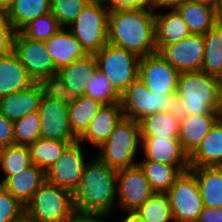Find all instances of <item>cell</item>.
<instances>
[{
    "label": "cell",
    "mask_w": 222,
    "mask_h": 222,
    "mask_svg": "<svg viewBox=\"0 0 222 222\" xmlns=\"http://www.w3.org/2000/svg\"><path fill=\"white\" fill-rule=\"evenodd\" d=\"M197 179L204 207H222V167H190Z\"/></svg>",
    "instance_id": "cell-26"
},
{
    "label": "cell",
    "mask_w": 222,
    "mask_h": 222,
    "mask_svg": "<svg viewBox=\"0 0 222 222\" xmlns=\"http://www.w3.org/2000/svg\"><path fill=\"white\" fill-rule=\"evenodd\" d=\"M185 0H150L151 9L155 11V9H176L179 5H181Z\"/></svg>",
    "instance_id": "cell-47"
},
{
    "label": "cell",
    "mask_w": 222,
    "mask_h": 222,
    "mask_svg": "<svg viewBox=\"0 0 222 222\" xmlns=\"http://www.w3.org/2000/svg\"><path fill=\"white\" fill-rule=\"evenodd\" d=\"M139 144L141 145L138 122L123 117L109 138L98 147L96 156L112 169L129 168L138 164L135 159Z\"/></svg>",
    "instance_id": "cell-4"
},
{
    "label": "cell",
    "mask_w": 222,
    "mask_h": 222,
    "mask_svg": "<svg viewBox=\"0 0 222 222\" xmlns=\"http://www.w3.org/2000/svg\"><path fill=\"white\" fill-rule=\"evenodd\" d=\"M97 69L98 64L95 55L87 54L84 58L59 69L57 74L68 88L72 89L78 96H83Z\"/></svg>",
    "instance_id": "cell-24"
},
{
    "label": "cell",
    "mask_w": 222,
    "mask_h": 222,
    "mask_svg": "<svg viewBox=\"0 0 222 222\" xmlns=\"http://www.w3.org/2000/svg\"><path fill=\"white\" fill-rule=\"evenodd\" d=\"M44 42L57 70L87 55L68 27L67 30L60 29Z\"/></svg>",
    "instance_id": "cell-18"
},
{
    "label": "cell",
    "mask_w": 222,
    "mask_h": 222,
    "mask_svg": "<svg viewBox=\"0 0 222 222\" xmlns=\"http://www.w3.org/2000/svg\"><path fill=\"white\" fill-rule=\"evenodd\" d=\"M60 29H62L61 25L50 12L30 21L20 32L29 39L45 41Z\"/></svg>",
    "instance_id": "cell-39"
},
{
    "label": "cell",
    "mask_w": 222,
    "mask_h": 222,
    "mask_svg": "<svg viewBox=\"0 0 222 222\" xmlns=\"http://www.w3.org/2000/svg\"><path fill=\"white\" fill-rule=\"evenodd\" d=\"M219 118L220 115H187L180 121L178 139L188 155L198 147Z\"/></svg>",
    "instance_id": "cell-25"
},
{
    "label": "cell",
    "mask_w": 222,
    "mask_h": 222,
    "mask_svg": "<svg viewBox=\"0 0 222 222\" xmlns=\"http://www.w3.org/2000/svg\"><path fill=\"white\" fill-rule=\"evenodd\" d=\"M90 0H50V12L62 28L71 26Z\"/></svg>",
    "instance_id": "cell-40"
},
{
    "label": "cell",
    "mask_w": 222,
    "mask_h": 222,
    "mask_svg": "<svg viewBox=\"0 0 222 222\" xmlns=\"http://www.w3.org/2000/svg\"><path fill=\"white\" fill-rule=\"evenodd\" d=\"M25 207L0 183V222H21Z\"/></svg>",
    "instance_id": "cell-41"
},
{
    "label": "cell",
    "mask_w": 222,
    "mask_h": 222,
    "mask_svg": "<svg viewBox=\"0 0 222 222\" xmlns=\"http://www.w3.org/2000/svg\"><path fill=\"white\" fill-rule=\"evenodd\" d=\"M110 10L102 2L90 1L69 26L87 54H95L108 43Z\"/></svg>",
    "instance_id": "cell-6"
},
{
    "label": "cell",
    "mask_w": 222,
    "mask_h": 222,
    "mask_svg": "<svg viewBox=\"0 0 222 222\" xmlns=\"http://www.w3.org/2000/svg\"><path fill=\"white\" fill-rule=\"evenodd\" d=\"M176 10L187 24L191 34L205 35L217 23L213 5L184 1Z\"/></svg>",
    "instance_id": "cell-27"
},
{
    "label": "cell",
    "mask_w": 222,
    "mask_h": 222,
    "mask_svg": "<svg viewBox=\"0 0 222 222\" xmlns=\"http://www.w3.org/2000/svg\"><path fill=\"white\" fill-rule=\"evenodd\" d=\"M45 181V171L33 164L22 172L9 176L2 185L25 206Z\"/></svg>",
    "instance_id": "cell-23"
},
{
    "label": "cell",
    "mask_w": 222,
    "mask_h": 222,
    "mask_svg": "<svg viewBox=\"0 0 222 222\" xmlns=\"http://www.w3.org/2000/svg\"><path fill=\"white\" fill-rule=\"evenodd\" d=\"M103 106L99 101L86 95L79 96L69 105V117L73 134L79 139L87 130L91 120Z\"/></svg>",
    "instance_id": "cell-33"
},
{
    "label": "cell",
    "mask_w": 222,
    "mask_h": 222,
    "mask_svg": "<svg viewBox=\"0 0 222 222\" xmlns=\"http://www.w3.org/2000/svg\"><path fill=\"white\" fill-rule=\"evenodd\" d=\"M168 113L176 117L179 122L187 116L180 97L176 93L169 96Z\"/></svg>",
    "instance_id": "cell-45"
},
{
    "label": "cell",
    "mask_w": 222,
    "mask_h": 222,
    "mask_svg": "<svg viewBox=\"0 0 222 222\" xmlns=\"http://www.w3.org/2000/svg\"><path fill=\"white\" fill-rule=\"evenodd\" d=\"M12 0H0V11L7 12L11 6Z\"/></svg>",
    "instance_id": "cell-51"
},
{
    "label": "cell",
    "mask_w": 222,
    "mask_h": 222,
    "mask_svg": "<svg viewBox=\"0 0 222 222\" xmlns=\"http://www.w3.org/2000/svg\"><path fill=\"white\" fill-rule=\"evenodd\" d=\"M21 222H32V221H30V220L24 218Z\"/></svg>",
    "instance_id": "cell-54"
},
{
    "label": "cell",
    "mask_w": 222,
    "mask_h": 222,
    "mask_svg": "<svg viewBox=\"0 0 222 222\" xmlns=\"http://www.w3.org/2000/svg\"><path fill=\"white\" fill-rule=\"evenodd\" d=\"M108 43L140 58L156 53L154 11L143 8L110 10Z\"/></svg>",
    "instance_id": "cell-1"
},
{
    "label": "cell",
    "mask_w": 222,
    "mask_h": 222,
    "mask_svg": "<svg viewBox=\"0 0 222 222\" xmlns=\"http://www.w3.org/2000/svg\"><path fill=\"white\" fill-rule=\"evenodd\" d=\"M174 222H197L203 210V201L196 176L187 170L166 192Z\"/></svg>",
    "instance_id": "cell-8"
},
{
    "label": "cell",
    "mask_w": 222,
    "mask_h": 222,
    "mask_svg": "<svg viewBox=\"0 0 222 222\" xmlns=\"http://www.w3.org/2000/svg\"><path fill=\"white\" fill-rule=\"evenodd\" d=\"M190 167H222V119L219 118L189 155Z\"/></svg>",
    "instance_id": "cell-21"
},
{
    "label": "cell",
    "mask_w": 222,
    "mask_h": 222,
    "mask_svg": "<svg viewBox=\"0 0 222 222\" xmlns=\"http://www.w3.org/2000/svg\"><path fill=\"white\" fill-rule=\"evenodd\" d=\"M38 112L40 117V138L78 141L71 129L68 105L41 97Z\"/></svg>",
    "instance_id": "cell-14"
},
{
    "label": "cell",
    "mask_w": 222,
    "mask_h": 222,
    "mask_svg": "<svg viewBox=\"0 0 222 222\" xmlns=\"http://www.w3.org/2000/svg\"><path fill=\"white\" fill-rule=\"evenodd\" d=\"M81 146L82 143L76 141L64 150L62 156L45 171L47 182L72 194L76 191L86 165Z\"/></svg>",
    "instance_id": "cell-10"
},
{
    "label": "cell",
    "mask_w": 222,
    "mask_h": 222,
    "mask_svg": "<svg viewBox=\"0 0 222 222\" xmlns=\"http://www.w3.org/2000/svg\"><path fill=\"white\" fill-rule=\"evenodd\" d=\"M176 94L187 115H220L222 92L215 76L203 71L181 72Z\"/></svg>",
    "instance_id": "cell-3"
},
{
    "label": "cell",
    "mask_w": 222,
    "mask_h": 222,
    "mask_svg": "<svg viewBox=\"0 0 222 222\" xmlns=\"http://www.w3.org/2000/svg\"><path fill=\"white\" fill-rule=\"evenodd\" d=\"M121 222H144L134 211L128 212Z\"/></svg>",
    "instance_id": "cell-49"
},
{
    "label": "cell",
    "mask_w": 222,
    "mask_h": 222,
    "mask_svg": "<svg viewBox=\"0 0 222 222\" xmlns=\"http://www.w3.org/2000/svg\"><path fill=\"white\" fill-rule=\"evenodd\" d=\"M140 137H178L180 122L172 114L162 111L138 121Z\"/></svg>",
    "instance_id": "cell-30"
},
{
    "label": "cell",
    "mask_w": 222,
    "mask_h": 222,
    "mask_svg": "<svg viewBox=\"0 0 222 222\" xmlns=\"http://www.w3.org/2000/svg\"><path fill=\"white\" fill-rule=\"evenodd\" d=\"M102 3L109 10L127 8L151 9L150 0H104Z\"/></svg>",
    "instance_id": "cell-43"
},
{
    "label": "cell",
    "mask_w": 222,
    "mask_h": 222,
    "mask_svg": "<svg viewBox=\"0 0 222 222\" xmlns=\"http://www.w3.org/2000/svg\"><path fill=\"white\" fill-rule=\"evenodd\" d=\"M217 80H218V86L220 91L222 92V71L221 73L217 76Z\"/></svg>",
    "instance_id": "cell-53"
},
{
    "label": "cell",
    "mask_w": 222,
    "mask_h": 222,
    "mask_svg": "<svg viewBox=\"0 0 222 222\" xmlns=\"http://www.w3.org/2000/svg\"><path fill=\"white\" fill-rule=\"evenodd\" d=\"M197 222H222V207H203Z\"/></svg>",
    "instance_id": "cell-46"
},
{
    "label": "cell",
    "mask_w": 222,
    "mask_h": 222,
    "mask_svg": "<svg viewBox=\"0 0 222 222\" xmlns=\"http://www.w3.org/2000/svg\"><path fill=\"white\" fill-rule=\"evenodd\" d=\"M91 160L86 163L80 184L73 193L75 213L111 216L117 205V170L97 156Z\"/></svg>",
    "instance_id": "cell-2"
},
{
    "label": "cell",
    "mask_w": 222,
    "mask_h": 222,
    "mask_svg": "<svg viewBox=\"0 0 222 222\" xmlns=\"http://www.w3.org/2000/svg\"><path fill=\"white\" fill-rule=\"evenodd\" d=\"M134 212L144 222H174L169 198L166 193H154Z\"/></svg>",
    "instance_id": "cell-35"
},
{
    "label": "cell",
    "mask_w": 222,
    "mask_h": 222,
    "mask_svg": "<svg viewBox=\"0 0 222 222\" xmlns=\"http://www.w3.org/2000/svg\"><path fill=\"white\" fill-rule=\"evenodd\" d=\"M116 190L117 206L125 212H133L155 193L138 164L117 170Z\"/></svg>",
    "instance_id": "cell-12"
},
{
    "label": "cell",
    "mask_w": 222,
    "mask_h": 222,
    "mask_svg": "<svg viewBox=\"0 0 222 222\" xmlns=\"http://www.w3.org/2000/svg\"><path fill=\"white\" fill-rule=\"evenodd\" d=\"M14 144L13 121L0 112V148Z\"/></svg>",
    "instance_id": "cell-44"
},
{
    "label": "cell",
    "mask_w": 222,
    "mask_h": 222,
    "mask_svg": "<svg viewBox=\"0 0 222 222\" xmlns=\"http://www.w3.org/2000/svg\"><path fill=\"white\" fill-rule=\"evenodd\" d=\"M186 1H189V2H198V3H205V4H210V5H213L215 6L217 0H186Z\"/></svg>",
    "instance_id": "cell-52"
},
{
    "label": "cell",
    "mask_w": 222,
    "mask_h": 222,
    "mask_svg": "<svg viewBox=\"0 0 222 222\" xmlns=\"http://www.w3.org/2000/svg\"><path fill=\"white\" fill-rule=\"evenodd\" d=\"M138 165L155 193H166L182 174L178 167L157 161L140 160Z\"/></svg>",
    "instance_id": "cell-28"
},
{
    "label": "cell",
    "mask_w": 222,
    "mask_h": 222,
    "mask_svg": "<svg viewBox=\"0 0 222 222\" xmlns=\"http://www.w3.org/2000/svg\"><path fill=\"white\" fill-rule=\"evenodd\" d=\"M41 88L42 97L60 101L63 104L70 105L75 103L79 96L66 86L58 74L47 76L37 82Z\"/></svg>",
    "instance_id": "cell-37"
},
{
    "label": "cell",
    "mask_w": 222,
    "mask_h": 222,
    "mask_svg": "<svg viewBox=\"0 0 222 222\" xmlns=\"http://www.w3.org/2000/svg\"><path fill=\"white\" fill-rule=\"evenodd\" d=\"M214 8L218 22H222V0H217Z\"/></svg>",
    "instance_id": "cell-50"
},
{
    "label": "cell",
    "mask_w": 222,
    "mask_h": 222,
    "mask_svg": "<svg viewBox=\"0 0 222 222\" xmlns=\"http://www.w3.org/2000/svg\"><path fill=\"white\" fill-rule=\"evenodd\" d=\"M121 104L103 105L91 120L79 142H88L93 147L101 146L114 131L115 126L122 120Z\"/></svg>",
    "instance_id": "cell-17"
},
{
    "label": "cell",
    "mask_w": 222,
    "mask_h": 222,
    "mask_svg": "<svg viewBox=\"0 0 222 222\" xmlns=\"http://www.w3.org/2000/svg\"><path fill=\"white\" fill-rule=\"evenodd\" d=\"M14 144L28 146L40 139L39 112L28 113L21 119L13 121Z\"/></svg>",
    "instance_id": "cell-38"
},
{
    "label": "cell",
    "mask_w": 222,
    "mask_h": 222,
    "mask_svg": "<svg viewBox=\"0 0 222 222\" xmlns=\"http://www.w3.org/2000/svg\"><path fill=\"white\" fill-rule=\"evenodd\" d=\"M31 165L33 163L27 146L13 144L1 148L0 166L5 176L2 180L0 179V183L2 184L9 176L16 175Z\"/></svg>",
    "instance_id": "cell-34"
},
{
    "label": "cell",
    "mask_w": 222,
    "mask_h": 222,
    "mask_svg": "<svg viewBox=\"0 0 222 222\" xmlns=\"http://www.w3.org/2000/svg\"><path fill=\"white\" fill-rule=\"evenodd\" d=\"M204 36V57L201 71L217 77L222 71V22Z\"/></svg>",
    "instance_id": "cell-31"
},
{
    "label": "cell",
    "mask_w": 222,
    "mask_h": 222,
    "mask_svg": "<svg viewBox=\"0 0 222 222\" xmlns=\"http://www.w3.org/2000/svg\"><path fill=\"white\" fill-rule=\"evenodd\" d=\"M17 55H0V98L26 89L34 84Z\"/></svg>",
    "instance_id": "cell-22"
},
{
    "label": "cell",
    "mask_w": 222,
    "mask_h": 222,
    "mask_svg": "<svg viewBox=\"0 0 222 222\" xmlns=\"http://www.w3.org/2000/svg\"><path fill=\"white\" fill-rule=\"evenodd\" d=\"M14 53L34 82L57 74L52 56L44 41L32 40L17 32Z\"/></svg>",
    "instance_id": "cell-11"
},
{
    "label": "cell",
    "mask_w": 222,
    "mask_h": 222,
    "mask_svg": "<svg viewBox=\"0 0 222 222\" xmlns=\"http://www.w3.org/2000/svg\"><path fill=\"white\" fill-rule=\"evenodd\" d=\"M191 35L187 24L176 9L155 13V46L159 53L165 46Z\"/></svg>",
    "instance_id": "cell-20"
},
{
    "label": "cell",
    "mask_w": 222,
    "mask_h": 222,
    "mask_svg": "<svg viewBox=\"0 0 222 222\" xmlns=\"http://www.w3.org/2000/svg\"><path fill=\"white\" fill-rule=\"evenodd\" d=\"M17 31L10 23L7 13L0 11V55L14 52V42Z\"/></svg>",
    "instance_id": "cell-42"
},
{
    "label": "cell",
    "mask_w": 222,
    "mask_h": 222,
    "mask_svg": "<svg viewBox=\"0 0 222 222\" xmlns=\"http://www.w3.org/2000/svg\"><path fill=\"white\" fill-rule=\"evenodd\" d=\"M169 96L151 92L137 78L121 94L120 104L123 117L138 122L157 112H168Z\"/></svg>",
    "instance_id": "cell-9"
},
{
    "label": "cell",
    "mask_w": 222,
    "mask_h": 222,
    "mask_svg": "<svg viewBox=\"0 0 222 222\" xmlns=\"http://www.w3.org/2000/svg\"><path fill=\"white\" fill-rule=\"evenodd\" d=\"M6 13L14 29L19 32L30 21L50 13V0H12Z\"/></svg>",
    "instance_id": "cell-29"
},
{
    "label": "cell",
    "mask_w": 222,
    "mask_h": 222,
    "mask_svg": "<svg viewBox=\"0 0 222 222\" xmlns=\"http://www.w3.org/2000/svg\"><path fill=\"white\" fill-rule=\"evenodd\" d=\"M178 76L179 72L158 52L140 58L138 78L151 92L175 94Z\"/></svg>",
    "instance_id": "cell-13"
},
{
    "label": "cell",
    "mask_w": 222,
    "mask_h": 222,
    "mask_svg": "<svg viewBox=\"0 0 222 222\" xmlns=\"http://www.w3.org/2000/svg\"><path fill=\"white\" fill-rule=\"evenodd\" d=\"M108 217L106 215L75 214L68 222H109L106 219Z\"/></svg>",
    "instance_id": "cell-48"
},
{
    "label": "cell",
    "mask_w": 222,
    "mask_h": 222,
    "mask_svg": "<svg viewBox=\"0 0 222 222\" xmlns=\"http://www.w3.org/2000/svg\"><path fill=\"white\" fill-rule=\"evenodd\" d=\"M76 141H60L40 138L28 145L32 163L46 171L63 154L64 150Z\"/></svg>",
    "instance_id": "cell-32"
},
{
    "label": "cell",
    "mask_w": 222,
    "mask_h": 222,
    "mask_svg": "<svg viewBox=\"0 0 222 222\" xmlns=\"http://www.w3.org/2000/svg\"><path fill=\"white\" fill-rule=\"evenodd\" d=\"M32 222H68L76 213L73 194L45 181L24 206Z\"/></svg>",
    "instance_id": "cell-5"
},
{
    "label": "cell",
    "mask_w": 222,
    "mask_h": 222,
    "mask_svg": "<svg viewBox=\"0 0 222 222\" xmlns=\"http://www.w3.org/2000/svg\"><path fill=\"white\" fill-rule=\"evenodd\" d=\"M42 92L35 82L30 87L0 98V112L11 121L38 111Z\"/></svg>",
    "instance_id": "cell-19"
},
{
    "label": "cell",
    "mask_w": 222,
    "mask_h": 222,
    "mask_svg": "<svg viewBox=\"0 0 222 222\" xmlns=\"http://www.w3.org/2000/svg\"><path fill=\"white\" fill-rule=\"evenodd\" d=\"M85 95L103 105L120 104L121 101V95L98 69L92 75L91 82L86 87Z\"/></svg>",
    "instance_id": "cell-36"
},
{
    "label": "cell",
    "mask_w": 222,
    "mask_h": 222,
    "mask_svg": "<svg viewBox=\"0 0 222 222\" xmlns=\"http://www.w3.org/2000/svg\"><path fill=\"white\" fill-rule=\"evenodd\" d=\"M90 1H93V2H103L104 0H90Z\"/></svg>",
    "instance_id": "cell-55"
},
{
    "label": "cell",
    "mask_w": 222,
    "mask_h": 222,
    "mask_svg": "<svg viewBox=\"0 0 222 222\" xmlns=\"http://www.w3.org/2000/svg\"><path fill=\"white\" fill-rule=\"evenodd\" d=\"M94 55L98 70L106 76L120 95L138 78L140 61L138 55L109 43Z\"/></svg>",
    "instance_id": "cell-7"
},
{
    "label": "cell",
    "mask_w": 222,
    "mask_h": 222,
    "mask_svg": "<svg viewBox=\"0 0 222 222\" xmlns=\"http://www.w3.org/2000/svg\"><path fill=\"white\" fill-rule=\"evenodd\" d=\"M159 54L179 73L201 71L204 57V36L191 34L179 42L165 46Z\"/></svg>",
    "instance_id": "cell-15"
},
{
    "label": "cell",
    "mask_w": 222,
    "mask_h": 222,
    "mask_svg": "<svg viewBox=\"0 0 222 222\" xmlns=\"http://www.w3.org/2000/svg\"><path fill=\"white\" fill-rule=\"evenodd\" d=\"M143 159L178 167L182 172L190 169L189 155L183 150L178 137H140Z\"/></svg>",
    "instance_id": "cell-16"
},
{
    "label": "cell",
    "mask_w": 222,
    "mask_h": 222,
    "mask_svg": "<svg viewBox=\"0 0 222 222\" xmlns=\"http://www.w3.org/2000/svg\"><path fill=\"white\" fill-rule=\"evenodd\" d=\"M220 118L222 119V107H221V112H220Z\"/></svg>",
    "instance_id": "cell-56"
}]
</instances>
